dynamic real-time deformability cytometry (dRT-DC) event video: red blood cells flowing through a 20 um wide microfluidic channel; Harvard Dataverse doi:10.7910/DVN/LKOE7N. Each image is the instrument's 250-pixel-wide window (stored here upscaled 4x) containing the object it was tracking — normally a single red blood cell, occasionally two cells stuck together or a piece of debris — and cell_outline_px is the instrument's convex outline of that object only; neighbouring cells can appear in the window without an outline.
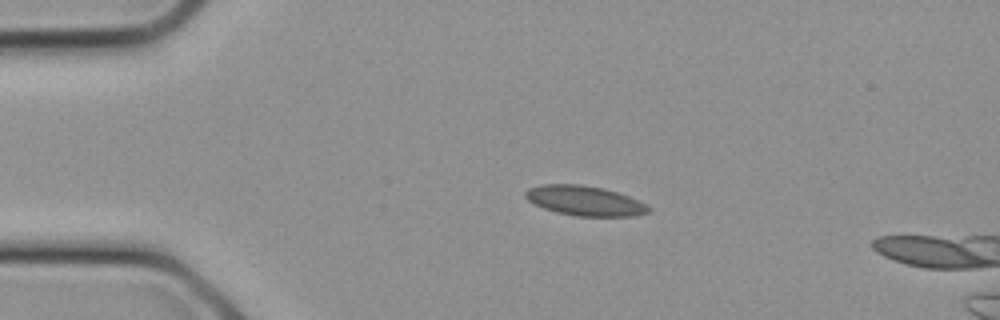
{"species": "common noctule bat (a hibernating species)", "species_latin": "Nyctalus noctula", "temperature_condition": "cold", "stored_images_in_passage": 3, "camera_frame_rate_fps": 3000, "um_per_image_px": 0.085, "animal": {"sex": "female", "body_mass_g": 21.9}, "frame": {"image": 1, "passage_image": 1, "time_ms": 0.0, "image_size_px": [1000, 320], "cell_outline_px": [[652, 208], [648, 212], [632, 216], [576, 216], [556, 212], [544, 208], [528, 200], [524, 196], [524, 192], [528, 188], [544, 184], [580, 184], [604, 188], [628, 196], [648, 204]], "centroid_in_image_um": [49.71, 17.06], "position_along_channel_um": 35.3, "area_um2": 21.39}}